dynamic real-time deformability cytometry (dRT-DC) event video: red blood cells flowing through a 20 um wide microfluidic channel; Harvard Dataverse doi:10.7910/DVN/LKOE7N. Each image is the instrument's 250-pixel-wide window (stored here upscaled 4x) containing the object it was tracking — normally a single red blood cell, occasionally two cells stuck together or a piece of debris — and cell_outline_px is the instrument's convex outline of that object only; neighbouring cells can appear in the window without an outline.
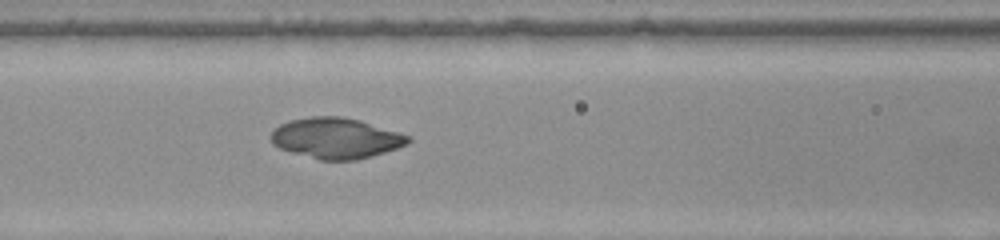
{"species": "common noctule bat (a hibernating species)", "species_latin": "Nyctalus noctula", "temperature_condition": "warm", "stored_images_in_passage": 37, "camera_frame_rate_fps": 3000, "um_per_image_px": 0.085, "animal": {"sex": "female", "body_mass_g": 22.0, "forearm_length_mm": 56.7}, "frame": {"image": 1, "passage_image": 6, "time_ms": 1.667, "image_size_px": [1000, 240], "cell_outline_px": [[412, 140], [408, 144], [384, 152], [356, 160], [320, 160], [292, 152], [280, 148], [272, 144], [272, 132], [280, 124], [288, 120], [312, 116], [340, 116], [360, 120], [408, 136]], "centroid_in_image_um": [28.53, 11.74], "position_along_channel_um": 138.1, "area_um2": 32.14}}
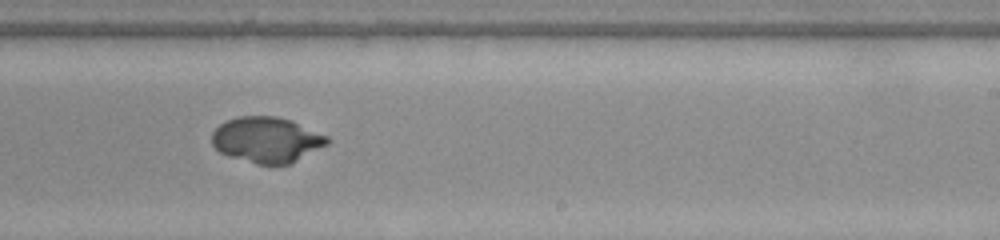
{"frame": {"image": 2, "passage_image": 16, "time_ms": 5.0, "image_size_px": [1000, 240], "cell_outline_px": [[328, 144], [292, 164], [256, 164], [228, 156], [220, 152], [212, 144], [212, 132], [220, 124], [228, 120], [240, 116], [276, 116], [292, 120], [328, 136]], "centroid_in_image_um": [22.68, 11.88], "position_along_channel_um": 266.3, "area_um2": 30.75}}
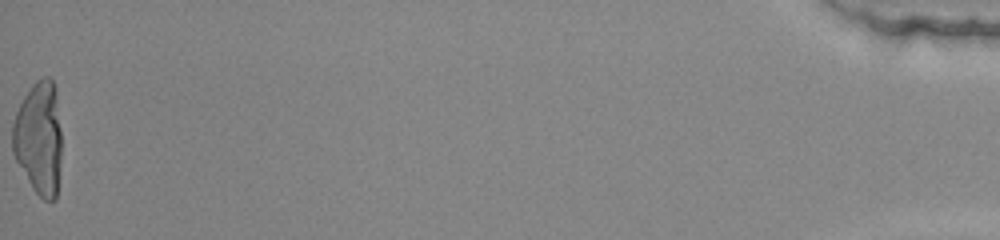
{"frame": {"image": 3, "passage_image": 37, "time_ms": 12.0, "image_size_px": [1000, 240], "cell_outline_px": [[60, 160], [56, 200], [44, 200], [32, 188], [16, 160], [12, 152], [12, 124], [16, 112], [24, 96], [32, 84], [36, 80], [44, 76], [48, 76], [52, 80], [56, 88], [60, 132]], "centroid_in_image_um": [3.29, 11.71], "position_along_channel_um": 431.9, "area_um2": 32.43}}